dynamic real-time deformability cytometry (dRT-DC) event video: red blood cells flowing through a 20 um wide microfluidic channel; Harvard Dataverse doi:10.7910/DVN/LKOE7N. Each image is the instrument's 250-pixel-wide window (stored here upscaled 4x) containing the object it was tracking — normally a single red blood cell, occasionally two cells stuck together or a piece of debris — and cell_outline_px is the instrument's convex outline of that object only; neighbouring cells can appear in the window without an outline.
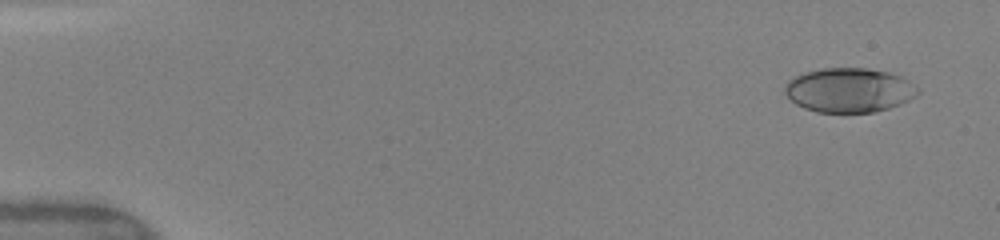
{"species": "human", "species_latin": "Homo sapiens", "temperature_condition": "warm", "stored_images_in_passage": 9, "camera_frame_rate_fps": 3000, "um_per_image_px": 0.085, "donor": {"sex": "female"}, "frame": {"image": 1, "passage_image": 2, "time_ms": 0.667, "image_size_px": [1000, 240], "cell_outline_px": [[920, 92], [916, 96], [900, 104], [888, 108], [872, 112], [816, 112], [804, 108], [796, 104], [784, 92], [784, 84], [788, 80], [804, 72], [820, 68], [868, 68], [888, 72], [900, 76], [908, 80], [920, 88]], "centroid_in_image_um": [72.18, 7.65], "position_along_channel_um": 12.8, "area_um2": 34.51}}
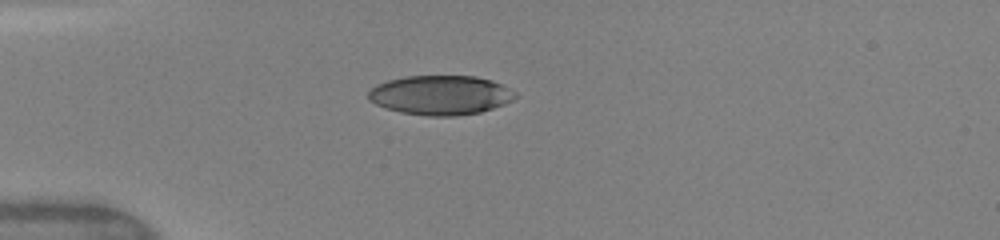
{"frame": {"image": 2, "passage_image": 7, "time_ms": 4.333, "image_size_px": [1000, 240], "cell_outline_px": [[516, 96], [512, 100], [504, 104], [480, 112], [456, 116], [428, 116], [400, 112], [376, 104], [368, 100], [368, 92], [376, 84], [388, 80], [404, 76], [476, 76], [492, 80], [516, 92]], "centroid_in_image_um": [37.43, 8.08], "position_along_channel_um": 47.6, "area_um2": 33.7}}